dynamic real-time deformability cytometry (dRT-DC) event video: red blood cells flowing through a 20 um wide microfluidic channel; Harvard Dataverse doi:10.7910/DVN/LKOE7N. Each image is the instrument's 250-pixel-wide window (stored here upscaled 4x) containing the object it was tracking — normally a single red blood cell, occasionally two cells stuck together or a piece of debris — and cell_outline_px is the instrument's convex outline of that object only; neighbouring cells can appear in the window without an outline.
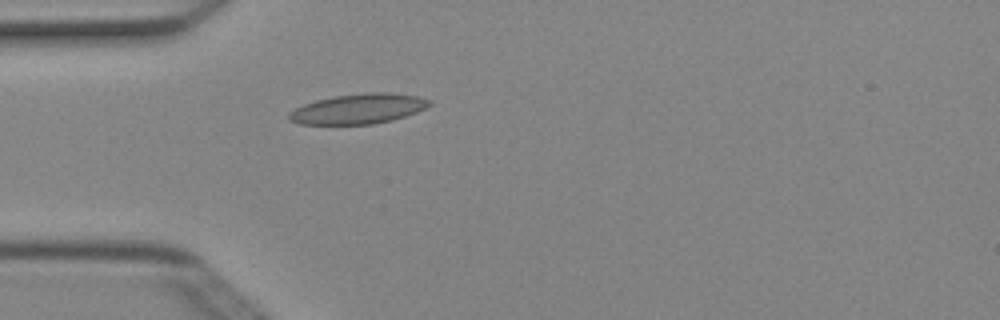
{"species": "Egyptian fruit bat (a non-hibernating species)", "species_latin": "Rousettus aegyptiacus", "temperature_condition": "cold", "stored_images_in_passage": 1, "camera_frame_rate_fps": 3000, "um_per_image_px": 0.085, "animal": {"sex": "female"}, "frame": {"image": 1, "passage_image": 1, "time_ms": 0.0, "image_size_px": [1000, 320], "cell_outline_px": [[432, 104], [416, 112], [392, 120], [372, 124], [300, 124], [288, 120], [288, 112], [304, 104], [316, 100], [336, 96], [368, 92], [392, 92], [420, 96], [428, 100]], "centroid_in_image_um": [30.45, 9.24], "position_along_channel_um": 54.5, "area_um2": 24.51}}